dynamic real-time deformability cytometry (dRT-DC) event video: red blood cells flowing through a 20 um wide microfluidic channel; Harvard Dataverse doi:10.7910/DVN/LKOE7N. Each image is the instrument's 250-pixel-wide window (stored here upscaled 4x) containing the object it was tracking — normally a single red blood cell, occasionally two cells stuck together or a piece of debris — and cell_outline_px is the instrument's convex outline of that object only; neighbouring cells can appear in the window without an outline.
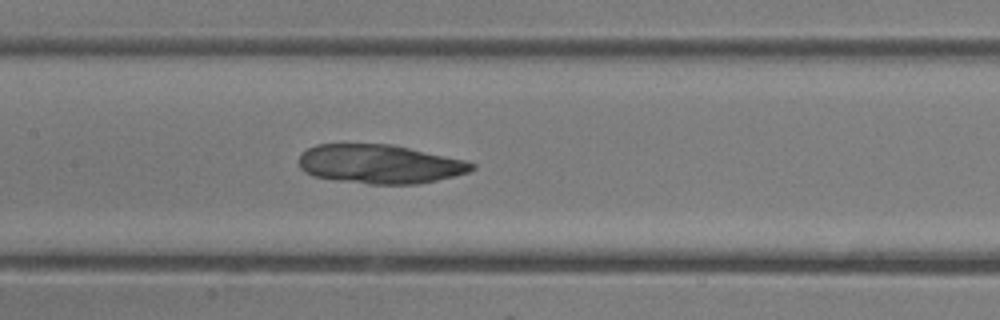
{"species": "common noctule bat (a hibernating species)", "species_latin": "Nyctalus noctula", "temperature_condition": "room temperature", "stored_images_in_passage": 31, "camera_frame_rate_fps": 3000, "um_per_image_px": 0.085, "animal": {"sex": "female"}, "frame": {"image": 1, "passage_image": 17, "time_ms": 5.333, "image_size_px": [1000, 320], "cell_outline_px": [[476, 168], [468, 172], [436, 180], [416, 184], [368, 184], [336, 180], [312, 176], [304, 172], [300, 168], [300, 156], [308, 148], [316, 144], [392, 144], [464, 160], [476, 164]], "centroid_in_image_um": [32.26, 13.95], "position_along_channel_um": 175.1, "area_um2": 39.13}}
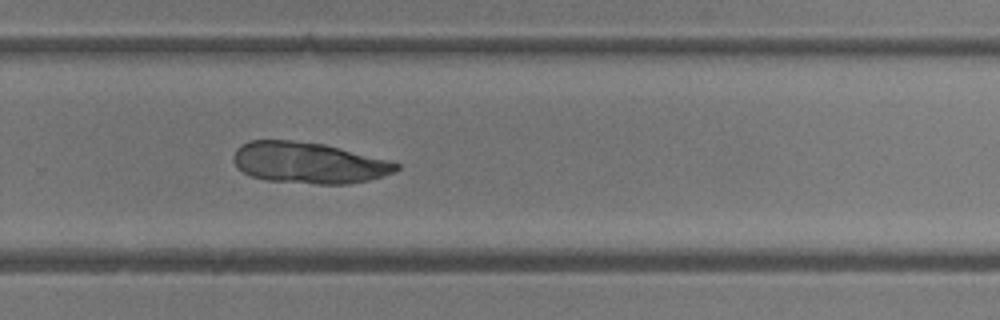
{"frame": {"image": 2, "passage_image": 24, "time_ms": 7.667, "image_size_px": [1000, 320], "cell_outline_px": [[400, 168], [396, 172], [384, 176], [368, 180], [348, 184], [316, 184], [264, 180], [252, 176], [244, 172], [232, 160], [232, 156], [236, 148], [240, 144], [248, 140], [292, 140], [324, 144], [392, 160], [400, 164]], "centroid_in_image_um": [26.26, 13.83], "position_along_channel_um": 303.5, "area_um2": 39.48}}
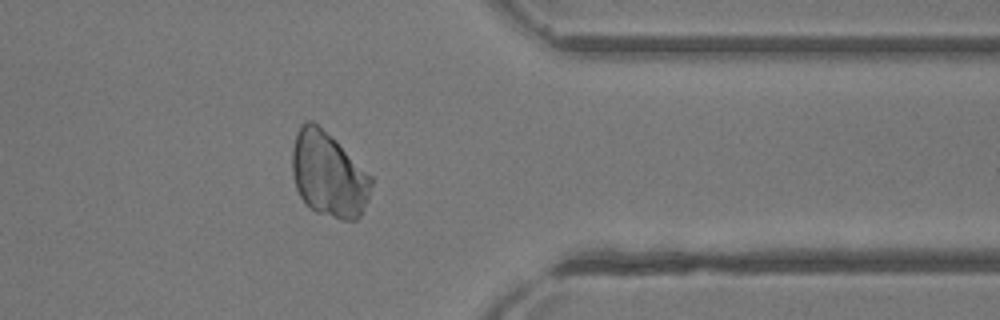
{"frame": {"image": 3, "passage_image": 29, "time_ms": 9.333, "image_size_px": [1000, 320], "cell_outline_px": [[372, 184], [368, 200], [360, 216], [356, 220], [344, 220], [316, 212], [300, 196], [296, 188], [292, 172], [292, 148], [296, 132], [300, 124], [304, 120], [312, 120], [336, 140], [372, 176]], "centroid_in_image_um": [27.92, 14.81], "position_along_channel_um": 383.5, "area_um2": 39.13}}